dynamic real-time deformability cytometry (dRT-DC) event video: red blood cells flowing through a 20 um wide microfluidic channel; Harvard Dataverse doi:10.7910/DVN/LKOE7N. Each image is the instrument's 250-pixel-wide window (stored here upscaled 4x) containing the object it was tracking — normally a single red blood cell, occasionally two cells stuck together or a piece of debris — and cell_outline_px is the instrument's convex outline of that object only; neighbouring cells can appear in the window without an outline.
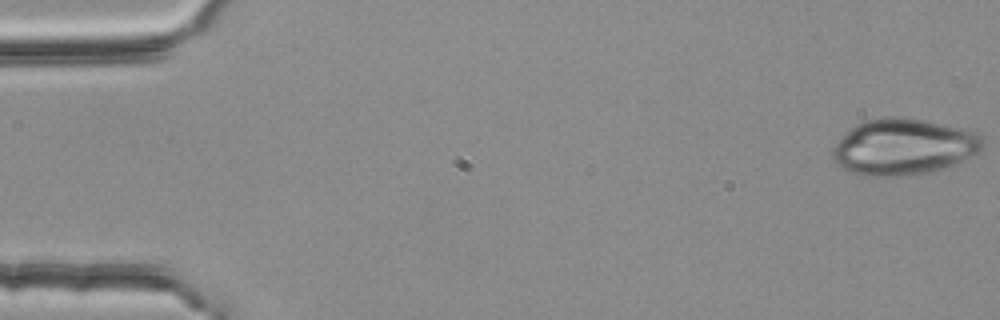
{"species": "common noctule bat (a hibernating species)", "species_latin": "Nyctalus noctula", "temperature_condition": "room temperature", "stored_images_in_passage": 54, "camera_frame_rate_fps": 3000, "um_per_image_px": 0.085, "animal": {"sex": "female", "body_mass_g": 25.1}, "frame": {"image": 1, "passage_image": 1, "time_ms": 0.0, "image_size_px": [1000, 320], "cell_outline_px": [[984, 148], [980, 152], [932, 172], [916, 176], [864, 176], [852, 172], [836, 164], [832, 160], [832, 148], [856, 124], [864, 120], [884, 116], [896, 116], [924, 120], [960, 128], [976, 132], [984, 140]], "centroid_in_image_um": [76.79, 12.49], "position_along_channel_um": 8.2, "area_um2": 49.19}}
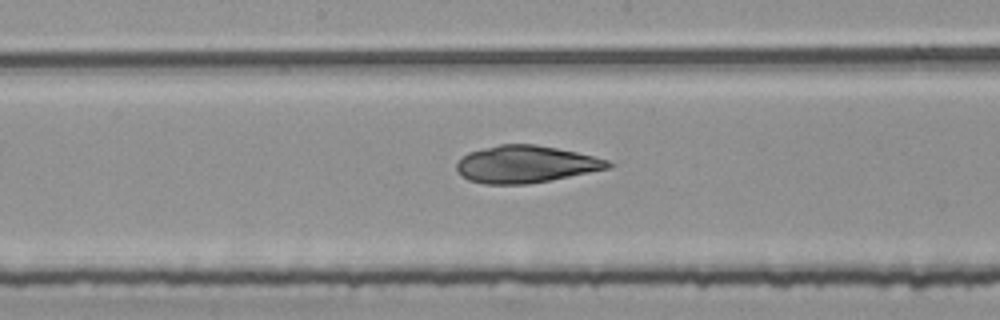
{"frame": {"image": 2, "passage_image": 28, "time_ms": 9.0, "image_size_px": [1000, 320], "cell_outline_px": [[612, 168], [528, 184], [484, 184], [468, 180], [460, 176], [456, 168], [456, 164], [468, 152], [500, 144], [536, 144], [576, 152], [608, 160], [612, 164]], "centroid_in_image_um": [44.67, 13.96], "position_along_channel_um": 203.5, "area_um2": 32.71}}
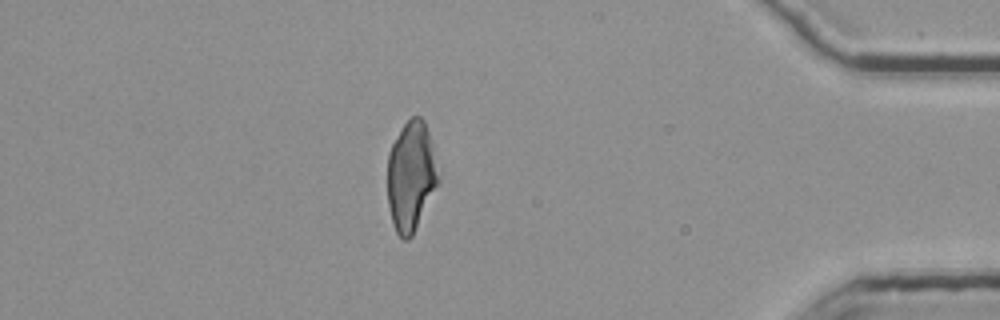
{"frame": {"image": 3, "passage_image": 47, "time_ms": 15.333, "image_size_px": [1000, 320], "cell_outline_px": [[440, 180], [412, 236], [408, 240], [400, 240], [396, 232], [392, 220], [388, 204], [388, 152], [392, 144], [404, 124], [412, 116], [420, 116], [424, 120], [428, 132], [440, 176]], "centroid_in_image_um": [34.93, 15.0], "position_along_channel_um": 400.3, "area_um2": 32.37}}